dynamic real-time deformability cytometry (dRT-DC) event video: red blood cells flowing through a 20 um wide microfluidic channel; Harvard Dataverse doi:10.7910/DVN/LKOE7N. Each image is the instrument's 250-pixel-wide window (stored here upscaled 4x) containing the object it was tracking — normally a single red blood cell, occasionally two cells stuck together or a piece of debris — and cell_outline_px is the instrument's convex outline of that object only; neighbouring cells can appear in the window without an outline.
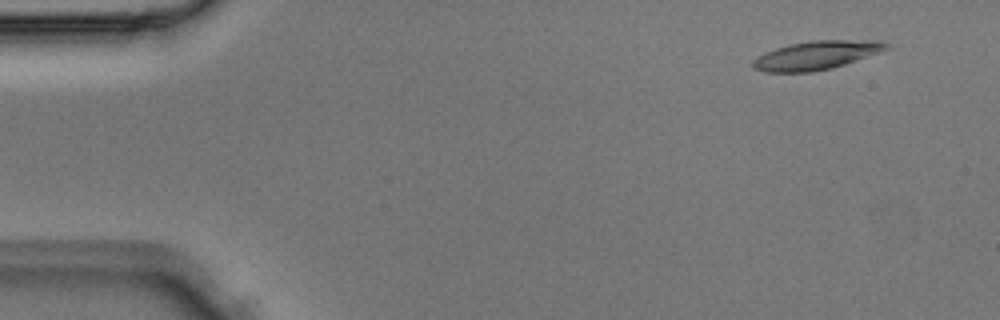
{"species": "Egyptian fruit bat (a non-hibernating species)", "species_latin": "Rousettus aegyptiacus", "temperature_condition": "room temperature", "stored_images_in_passage": 3, "camera_frame_rate_fps": 3000, "um_per_image_px": 0.085, "animal": {"sex": "male"}, "frame": {"image": 1, "passage_image": 1, "time_ms": 0.0, "image_size_px": [1000, 320], "cell_outline_px": [[892, 48], [832, 68], [812, 72], [764, 72], [752, 68], [752, 60], [776, 48], [792, 44], [812, 40], [884, 40]], "centroid_in_image_um": [69.44, 4.69], "position_along_channel_um": 15.6, "area_um2": 22.2}}
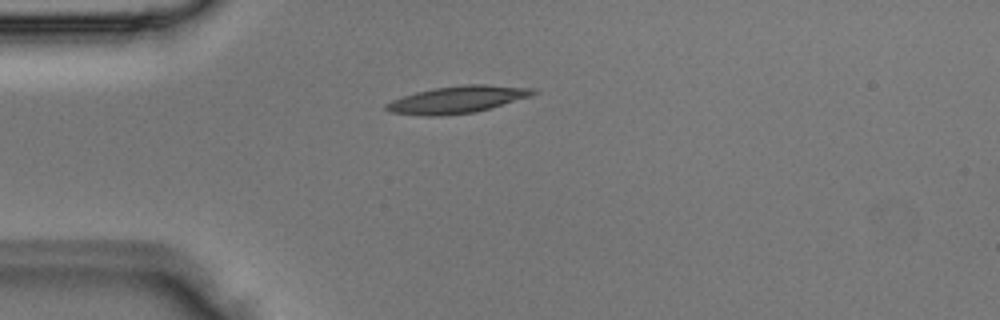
{"frame": {"image": 2, "passage_image": 3, "time_ms": 0.667, "image_size_px": [1000, 320], "cell_outline_px": [[540, 92], [532, 96], [476, 112], [436, 116], [424, 116], [392, 112], [384, 108], [384, 104], [392, 100], [416, 92], [436, 88], [468, 84], [488, 84], [536, 88]], "centroid_in_image_um": [38.94, 8.45], "position_along_channel_um": 46.1, "area_um2": 23.24}}